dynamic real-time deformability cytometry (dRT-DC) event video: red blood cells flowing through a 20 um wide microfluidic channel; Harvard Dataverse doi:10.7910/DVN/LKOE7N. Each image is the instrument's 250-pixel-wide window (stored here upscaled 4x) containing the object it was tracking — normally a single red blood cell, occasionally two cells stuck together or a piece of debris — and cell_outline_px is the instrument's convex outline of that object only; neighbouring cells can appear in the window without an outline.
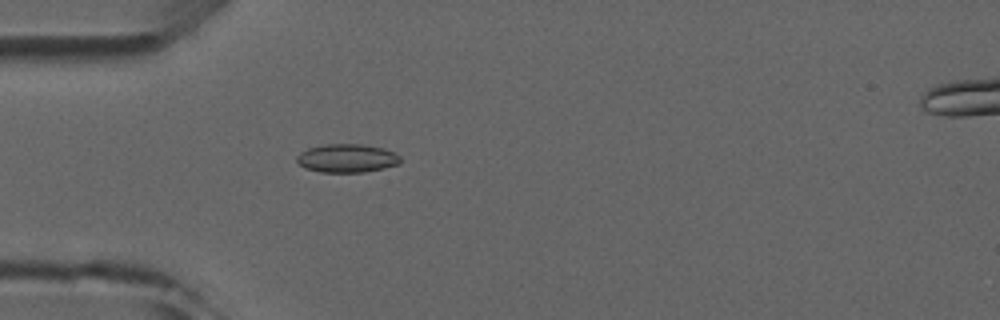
{"species": "common noctule bat (a hibernating species)", "species_latin": "Nyctalus noctula", "temperature_condition": "room temperature", "stored_images_in_passage": 4, "camera_frame_rate_fps": 3000, "um_per_image_px": 0.085, "animal": {"sex": "male", "forearm_length_mm": 52.5}, "frame": {"image": 1, "passage_image": 4, "time_ms": 3.667, "image_size_px": [1000, 320], "cell_outline_px": [[400, 164], [384, 168], [364, 172], [320, 172], [304, 168], [296, 160], [296, 156], [300, 152], [308, 148], [324, 144], [364, 144], [384, 148], [400, 156]], "centroid_in_image_um": [29.48, 13.45], "position_along_channel_um": 55.5, "area_um2": 17.28}}